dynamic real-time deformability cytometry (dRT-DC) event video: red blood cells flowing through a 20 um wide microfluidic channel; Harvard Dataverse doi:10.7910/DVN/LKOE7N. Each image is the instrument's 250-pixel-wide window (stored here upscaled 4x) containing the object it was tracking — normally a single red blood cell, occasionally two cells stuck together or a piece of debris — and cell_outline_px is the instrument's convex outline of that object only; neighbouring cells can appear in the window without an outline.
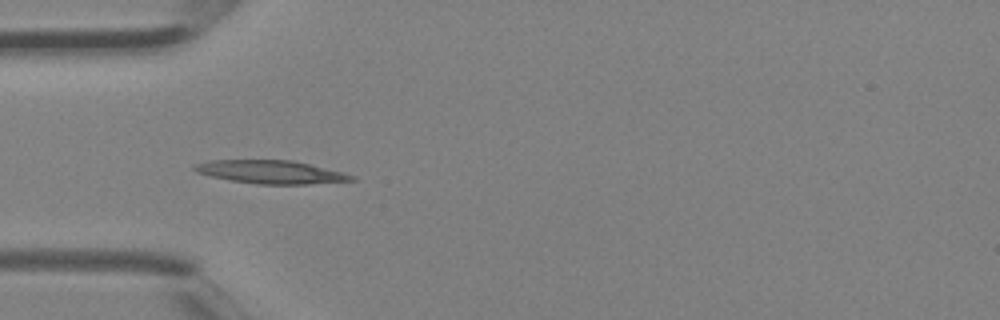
{"species": "Egyptian fruit bat (a non-hibernating species)", "species_latin": "Rousettus aegyptiacus", "temperature_condition": "room temperature", "stored_images_in_passage": 3, "camera_frame_rate_fps": 3000, "um_per_image_px": 0.085, "animal": {"sex": "female"}, "frame": {"image": 1, "passage_image": 3, "time_ms": 0.667, "image_size_px": [1000, 320], "cell_outline_px": [[360, 180], [308, 184], [256, 184], [228, 180], [196, 172], [192, 168], [196, 164], [208, 160], [292, 160], [344, 172], [356, 176]], "centroid_in_image_um": [23.07, 14.62], "position_along_channel_um": 61.9, "area_um2": 21.39}}